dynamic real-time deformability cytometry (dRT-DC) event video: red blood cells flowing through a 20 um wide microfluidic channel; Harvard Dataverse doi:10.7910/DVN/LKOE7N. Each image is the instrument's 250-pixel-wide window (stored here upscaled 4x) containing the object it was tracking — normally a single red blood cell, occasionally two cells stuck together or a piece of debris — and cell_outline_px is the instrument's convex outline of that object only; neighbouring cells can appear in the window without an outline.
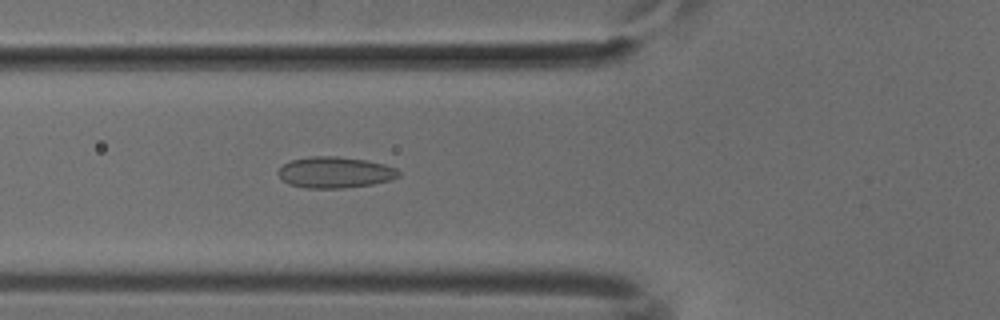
{"species": "common noctule bat (a hibernating species)", "species_latin": "Nyctalus noctula", "temperature_condition": "cold", "stored_images_in_passage": 44, "camera_frame_rate_fps": 3000, "um_per_image_px": 0.085, "animal": {"sex": "male", "body_mass_g": 18.8}, "frame": {"image": 1, "passage_image": 14, "time_ms": 4.333, "image_size_px": [1000, 320], "cell_outline_px": [[400, 176], [392, 180], [372, 184], [344, 188], [308, 188], [288, 184], [276, 172], [284, 164], [292, 160], [312, 156], [336, 156], [364, 160], [384, 164], [396, 168], [400, 172]], "centroid_in_image_um": [28.5, 14.66], "position_along_channel_um": 97.3, "area_um2": 21.79}}
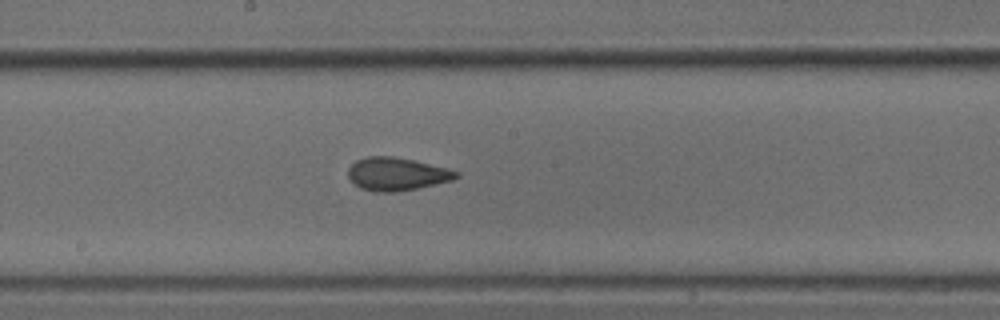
{"frame": {"image": 2, "passage_image": 23, "time_ms": 7.333, "image_size_px": [1000, 320], "cell_outline_px": [[460, 176], [452, 180], [436, 184], [396, 192], [372, 192], [360, 188], [348, 180], [348, 168], [356, 160], [368, 156], [392, 156], [412, 160], [448, 168], [460, 172]], "centroid_in_image_um": [33.7, 14.8], "position_along_channel_um": 214.5, "area_um2": 20.92}}
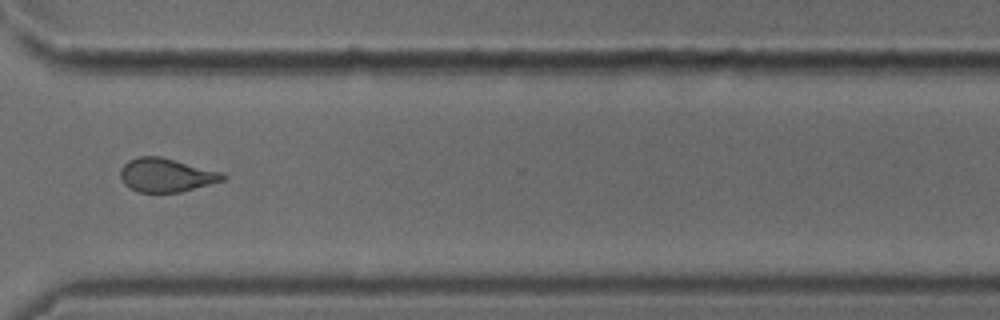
{"frame": {"image": 3, "passage_image": 34, "time_ms": 11.0, "image_size_px": [1000, 320], "cell_outline_px": [[228, 176], [224, 180], [180, 192], [136, 192], [124, 184], [120, 180], [120, 168], [128, 160], [136, 156], [160, 156], [220, 172]], "centroid_in_image_um": [14.06, 14.88], "position_along_channel_um": 356.5, "area_um2": 20.06}}